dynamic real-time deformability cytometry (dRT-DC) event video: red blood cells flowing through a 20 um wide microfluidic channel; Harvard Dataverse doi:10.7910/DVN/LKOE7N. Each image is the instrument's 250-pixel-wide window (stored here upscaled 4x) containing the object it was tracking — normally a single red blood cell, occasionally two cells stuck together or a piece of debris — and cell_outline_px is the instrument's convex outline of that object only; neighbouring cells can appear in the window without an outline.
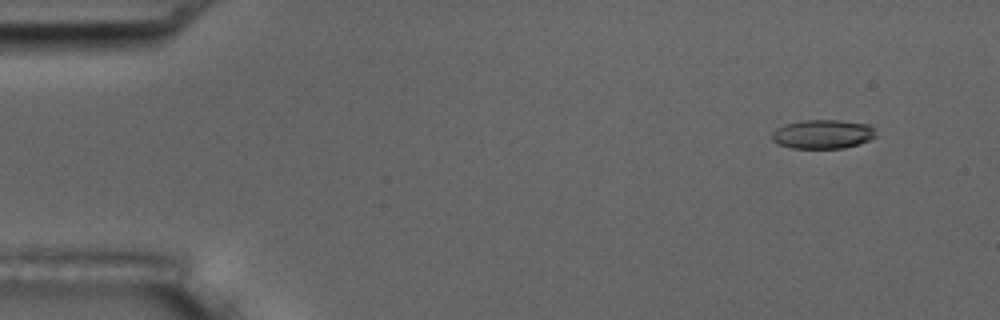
{"species": "common noctule bat (a hibernating species)", "species_latin": "Nyctalus noctula", "temperature_condition": "room temperature", "stored_images_in_passage": 5, "camera_frame_rate_fps": 3000, "um_per_image_px": 0.085, "animal": {"sex": "male", "body_mass_g": 17.5, "forearm_length_mm": 52.3}, "frame": {"image": 1, "passage_image": 1, "time_ms": 0.0, "image_size_px": [1000, 320], "cell_outline_px": [[876, 136], [868, 140], [844, 148], [792, 148], [776, 144], [772, 140], [772, 132], [776, 128], [784, 124], [800, 120], [840, 120], [868, 124], [876, 128]], "centroid_in_image_um": [69.91, 11.39], "position_along_channel_um": 15.1, "area_um2": 17.74}}
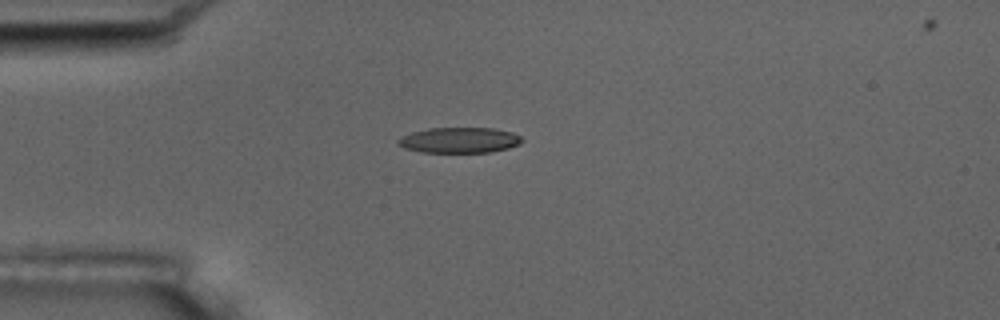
{"frame": {"image": 2, "passage_image": 4, "time_ms": 3.333, "image_size_px": [1000, 320], "cell_outline_px": [[524, 140], [520, 144], [508, 148], [488, 152], [424, 152], [404, 148], [396, 144], [396, 140], [400, 136], [412, 132], [428, 128], [496, 128], [512, 132], [520, 136]], "centroid_in_image_um": [39.03, 11.9], "position_along_channel_um": 46.0, "area_um2": 18.55}}
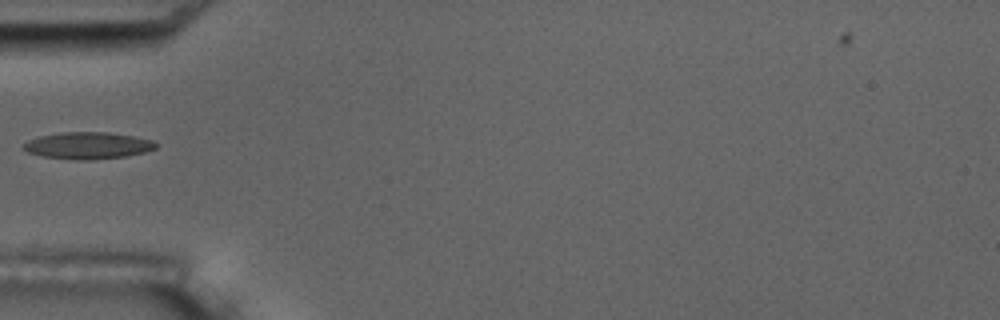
{"frame": {"image": 3, "passage_image": 5, "time_ms": 4.667, "image_size_px": [1000, 320], "cell_outline_px": [[160, 144], [156, 148], [144, 152], [124, 156], [76, 160], [44, 156], [28, 152], [20, 144], [28, 140], [40, 136], [60, 132], [108, 132], [132, 136], [152, 140]], "centroid_in_image_um": [7.46, 12.35], "position_along_channel_um": 77.5, "area_um2": 20.46}}